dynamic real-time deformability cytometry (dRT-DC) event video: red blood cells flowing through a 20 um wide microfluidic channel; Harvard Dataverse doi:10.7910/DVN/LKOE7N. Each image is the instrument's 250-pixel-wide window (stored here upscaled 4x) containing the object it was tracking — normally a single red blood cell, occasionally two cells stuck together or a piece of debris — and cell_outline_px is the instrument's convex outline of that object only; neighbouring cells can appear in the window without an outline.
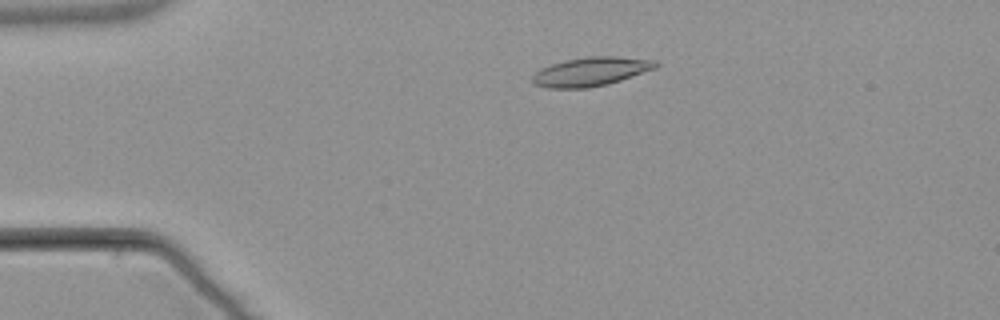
{"species": "common noctule bat (a hibernating species)", "species_latin": "Nyctalus noctula", "temperature_condition": "warm", "stored_images_in_passage": 4, "camera_frame_rate_fps": 3000, "um_per_image_px": 0.085, "animal": {"sex": "male", "body_mass_g": 21.5, "forearm_length_mm": 52.0}, "frame": {"image": 1, "passage_image": 3, "time_ms": 2.333, "image_size_px": [1000, 320], "cell_outline_px": [[660, 64], [656, 68], [608, 84], [588, 88], [548, 88], [536, 84], [532, 80], [532, 76], [540, 68], [564, 60], [588, 56], [616, 56], [656, 60]], "centroid_in_image_um": [50.24, 6.08], "position_along_channel_um": 34.8, "area_um2": 20.75}}